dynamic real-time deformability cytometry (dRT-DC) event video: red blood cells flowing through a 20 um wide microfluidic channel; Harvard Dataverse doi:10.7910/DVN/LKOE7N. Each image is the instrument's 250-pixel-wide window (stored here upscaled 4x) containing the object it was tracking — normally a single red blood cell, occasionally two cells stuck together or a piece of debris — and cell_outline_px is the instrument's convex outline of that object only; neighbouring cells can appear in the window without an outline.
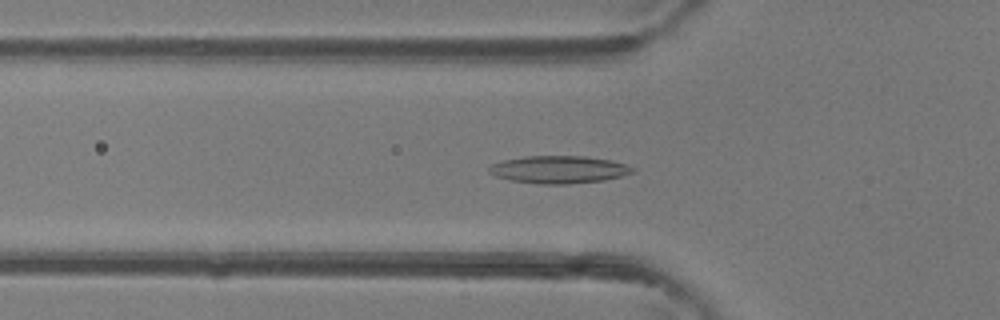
{"species": "common noctule bat (a hibernating species)", "species_latin": "Nyctalus noctula", "temperature_condition": "room temperature", "stored_images_in_passage": 47, "camera_frame_rate_fps": 3000, "um_per_image_px": 0.085, "animal": {"sex": "female"}, "frame": {"image": 1, "passage_image": 16, "time_ms": 5.0, "image_size_px": [1000, 320], "cell_outline_px": [[636, 172], [604, 180], [564, 184], [544, 184], [512, 180], [496, 176], [488, 172], [488, 168], [492, 164], [500, 160], [524, 156], [584, 156], [608, 160], [624, 164], [636, 168]], "centroid_in_image_um": [47.48, 14.4], "position_along_channel_um": 78.3, "area_um2": 22.89}}
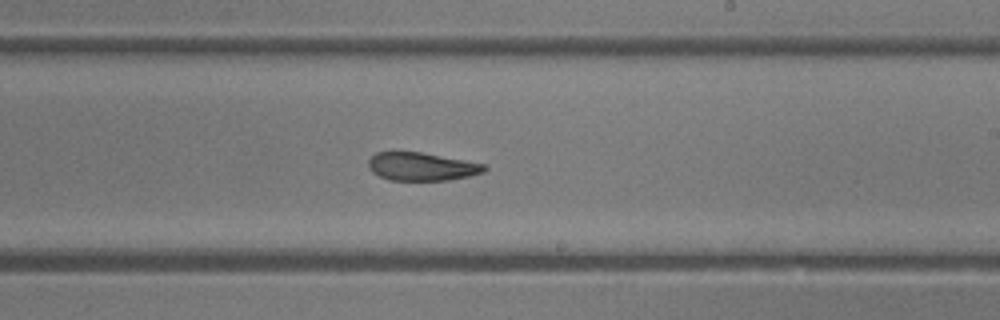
{"frame": {"image": 2, "passage_image": 28, "time_ms": 9.0, "image_size_px": [1000, 320], "cell_outline_px": [[488, 168], [484, 172], [468, 176], [448, 180], [388, 180], [372, 172], [368, 168], [368, 160], [376, 152], [420, 152], [464, 160], [484, 164]], "centroid_in_image_um": [35.82, 14.16], "position_along_channel_um": 253.2, "area_um2": 18.9}}
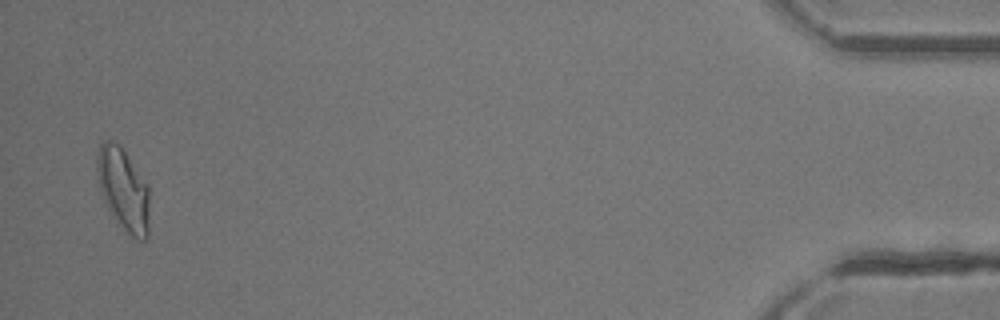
{"frame": {"image": 3, "passage_image": 46, "time_ms": 15.0, "image_size_px": [1000, 320], "cell_outline_px": [[148, 240], [140, 240], [132, 236], [116, 224], [100, 192], [96, 168], [96, 160], [100, 144], [104, 140], [108, 140], [116, 144], [124, 152], [148, 184]], "centroid_in_image_um": [10.47, 16.15], "position_along_channel_um": 424.7, "area_um2": 25.03}, "authors_computed_cell_mechanics": {"area_um2": 21.2126, "velocity_mm_per_s": 4.3535, "shape_relaxation_time_tau1_ms": null, "shape_relaxation_time_tau2_ms": 1.6625, "deformation_change_tau1": null, "deformation_change_tau2": 0.0952}}